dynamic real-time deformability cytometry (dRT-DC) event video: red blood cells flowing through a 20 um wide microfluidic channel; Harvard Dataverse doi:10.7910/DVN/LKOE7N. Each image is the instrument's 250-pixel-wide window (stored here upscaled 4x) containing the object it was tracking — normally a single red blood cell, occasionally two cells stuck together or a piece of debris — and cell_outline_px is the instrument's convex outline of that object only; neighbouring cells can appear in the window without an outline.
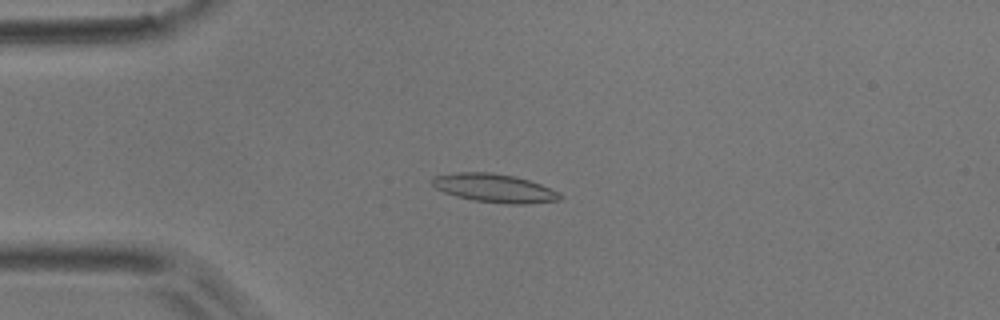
{"species": "common noctule bat (a hibernating species)", "species_latin": "Nyctalus noctula", "temperature_condition": "room temperature", "stored_images_in_passage": 51, "camera_frame_rate_fps": 3000, "um_per_image_px": 0.085, "animal": {"sex": "male", "body_mass_g": 17.9}, "frame": {"image": 1, "passage_image": 12, "time_ms": 3.667, "image_size_px": [1000, 320], "cell_outline_px": [[564, 196], [560, 200], [528, 204], [508, 204], [476, 200], [456, 196], [444, 192], [436, 188], [432, 184], [432, 176], [456, 172], [492, 172], [516, 176], [540, 184], [560, 192]], "centroid_in_image_um": [42.05, 15.98], "position_along_channel_um": 42.9, "area_um2": 21.33}}
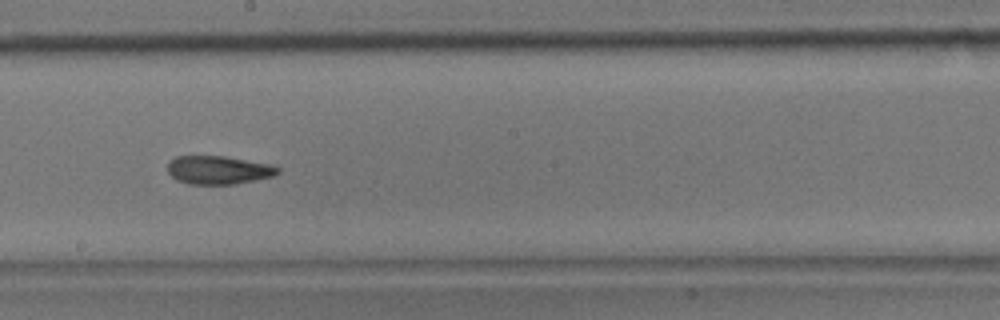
{"frame": {"image": 2, "passage_image": 28, "time_ms": 9.0, "image_size_px": [1000, 320], "cell_outline_px": [[280, 172], [272, 176], [256, 180], [236, 184], [188, 184], [176, 180], [168, 172], [168, 164], [176, 156], [224, 156], [268, 164], [280, 168]], "centroid_in_image_um": [18.56, 14.46], "position_along_channel_um": 229.6, "area_um2": 18.09}}
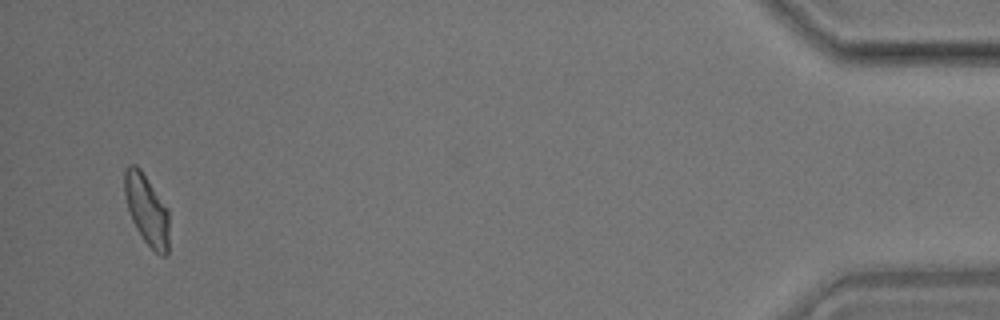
{"frame": {"image": 3, "passage_image": 49, "time_ms": 16.0, "image_size_px": [1000, 320], "cell_outline_px": [[168, 256], [160, 256], [144, 240], [136, 228], [132, 220], [124, 196], [124, 172], [128, 164], [136, 164], [140, 168], [168, 208]], "centroid_in_image_um": [12.47, 17.8], "position_along_channel_um": 422.7, "area_um2": 18.32}, "authors_computed_cell_mechanics": {"area_um2": 18.9006, "velocity_mm_per_s": 3.9054, "shape_relaxation_time_tau1_ms": 7.2914, "shape_relaxation_time_tau2_ms": 3.1495, "deformation_change_tau1": 0.188, "deformation_change_tau2": 0.0986}}